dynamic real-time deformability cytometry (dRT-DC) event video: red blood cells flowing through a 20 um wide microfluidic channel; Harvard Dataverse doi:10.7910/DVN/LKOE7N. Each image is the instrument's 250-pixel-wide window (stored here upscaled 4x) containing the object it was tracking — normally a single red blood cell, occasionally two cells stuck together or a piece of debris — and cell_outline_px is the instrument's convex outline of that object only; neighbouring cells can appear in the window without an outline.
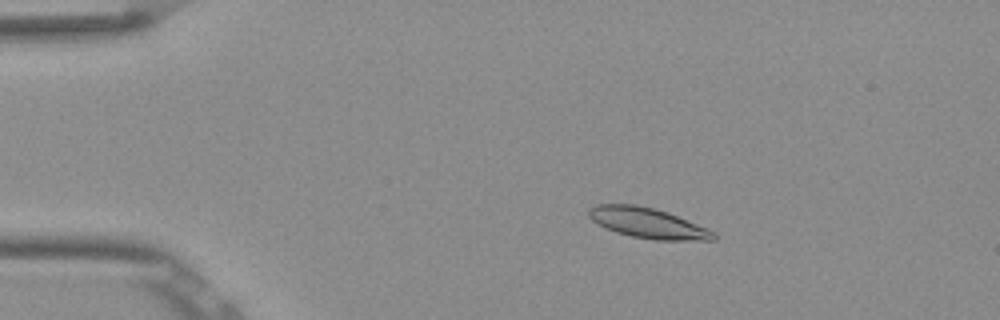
{"species": "Egyptian fruit bat (a non-hibernating species)", "species_latin": "Rousettus aegyptiacus", "temperature_condition": "room temperature", "stored_images_in_passage": 53, "camera_frame_rate_fps": 3000, "um_per_image_px": 0.085, "frame": {"image": 1, "passage_image": 10, "time_ms": 3.0, "image_size_px": [1000, 320], "cell_outline_px": [[716, 240], [656, 240], [632, 236], [616, 232], [592, 220], [588, 216], [588, 208], [596, 204], [636, 204], [668, 212], [708, 228], [716, 232]], "centroid_in_image_um": [55.09, 18.95], "position_along_channel_um": 29.9, "area_um2": 22.02}}
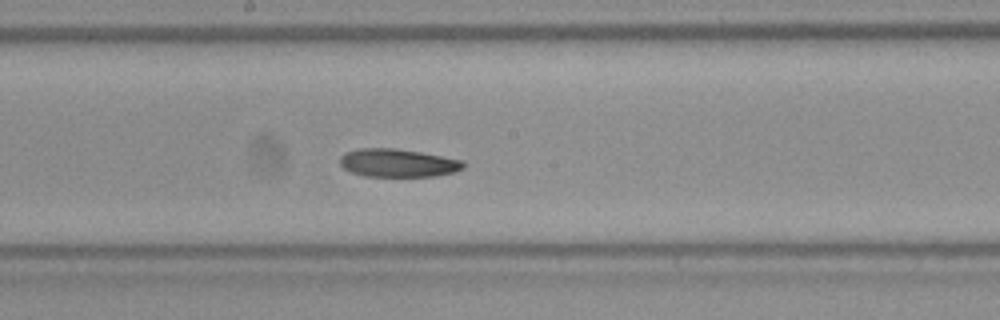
{"frame": {"image": 2, "passage_image": 29, "time_ms": 9.333, "image_size_px": [1000, 320], "cell_outline_px": [[464, 168], [456, 172], [436, 176], [364, 176], [352, 172], [344, 168], [340, 164], [340, 156], [344, 152], [360, 148], [396, 148], [420, 152], [464, 160]], "centroid_in_image_um": [33.83, 13.84], "position_along_channel_um": 214.4, "area_um2": 20.35}}
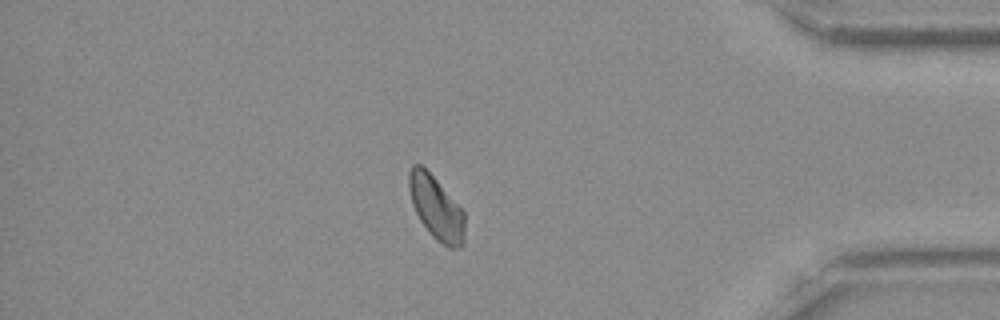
{"frame": {"image": 3, "passage_image": 46, "time_ms": 15.0, "image_size_px": [1000, 320], "cell_outline_px": [[464, 244], [460, 248], [448, 248], [436, 240], [432, 236], [420, 220], [412, 204], [408, 188], [408, 172], [412, 164], [420, 164], [436, 180], [464, 212]], "centroid_in_image_um": [37.06, 17.69], "position_along_channel_um": 398.1, "area_um2": 20.46}, "authors_computed_cell_mechanics": {"area_um2": 20.9814, "velocity_mm_per_s": 3.8332, "shape_relaxation_time_tau1_ms": 2.5586, "shape_relaxation_time_tau2_ms": 5.8833, "deformation_change_tau1": 0.1018, "deformation_change_tau2": 0.115}}